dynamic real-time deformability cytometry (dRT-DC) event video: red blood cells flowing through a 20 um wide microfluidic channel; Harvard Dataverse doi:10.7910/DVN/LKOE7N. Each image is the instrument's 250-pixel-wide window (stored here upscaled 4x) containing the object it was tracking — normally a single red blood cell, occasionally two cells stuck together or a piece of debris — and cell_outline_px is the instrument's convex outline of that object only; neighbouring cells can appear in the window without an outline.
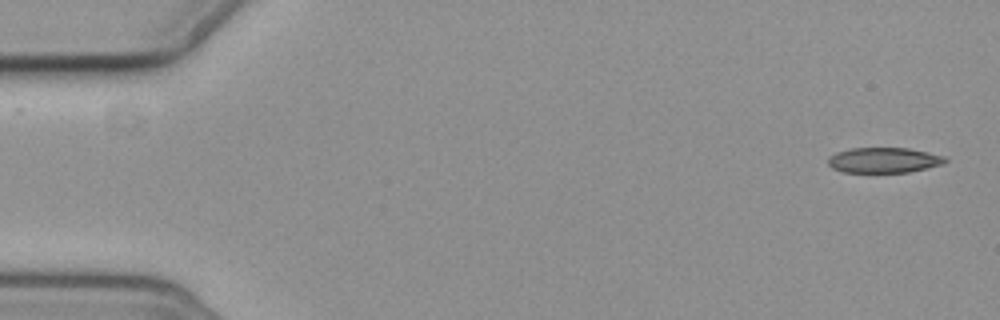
{"species": "common noctule bat (a hibernating species)", "species_latin": "Nyctalus noctula", "temperature_condition": "cold", "stored_images_in_passage": 7, "camera_frame_rate_fps": 3000, "um_per_image_px": 0.085, "animal": {"sex": "female", "body_mass_g": 19.3, "forearm_length_mm": 54.1}, "frame": {"image": 1, "passage_image": 1, "time_ms": 0.0, "image_size_px": [1000, 320], "cell_outline_px": [[948, 160], [944, 164], [928, 168], [908, 172], [844, 172], [832, 168], [828, 164], [828, 156], [836, 152], [852, 148], [908, 148], [928, 152], [944, 156]], "centroid_in_image_um": [75.13, 13.61], "position_along_channel_um": 9.9, "area_um2": 17.34}}
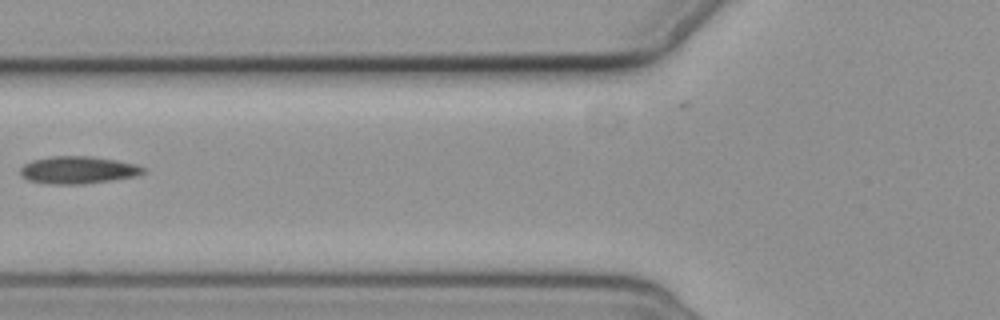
{"frame": {"image": 2, "passage_image": 6, "time_ms": 7.0, "image_size_px": [1000, 320], "cell_outline_px": [[148, 172], [136, 176], [112, 180], [84, 184], [48, 184], [28, 180], [20, 176], [20, 168], [24, 164], [32, 160], [52, 156], [92, 156], [116, 160], [136, 164], [144, 168]], "centroid_in_image_um": [6.63, 14.45], "position_along_channel_um": 119.2, "area_um2": 19.83}}
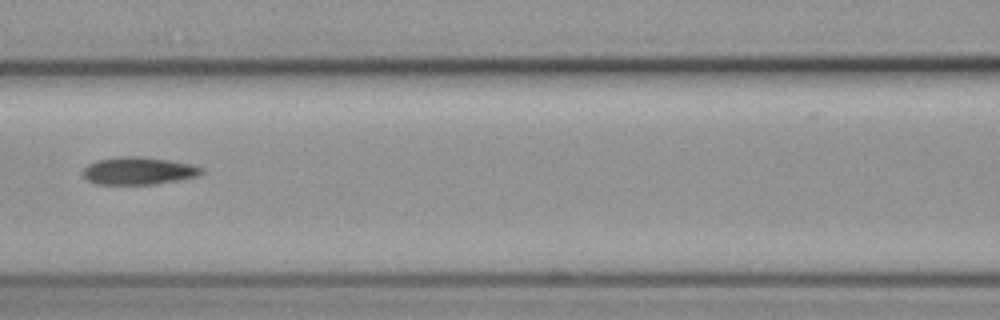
{"frame": {"image": 3, "passage_image": 7, "time_ms": 8.0, "image_size_px": [1000, 320], "cell_outline_px": [[204, 172], [196, 176], [176, 180], [152, 184], [96, 184], [88, 180], [84, 176], [84, 168], [88, 164], [96, 160], [116, 156], [144, 156], [192, 164], [204, 168]], "centroid_in_image_um": [11.76, 14.5], "position_along_channel_um": 154.8, "area_um2": 19.02}}